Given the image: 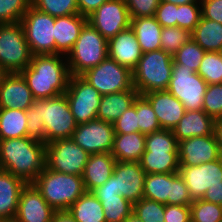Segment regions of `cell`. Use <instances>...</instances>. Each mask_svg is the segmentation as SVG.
<instances>
[{
  "mask_svg": "<svg viewBox=\"0 0 222 222\" xmlns=\"http://www.w3.org/2000/svg\"><path fill=\"white\" fill-rule=\"evenodd\" d=\"M20 74L34 99L52 98L64 94L71 77L67 57L59 54L32 55L29 66Z\"/></svg>",
  "mask_w": 222,
  "mask_h": 222,
  "instance_id": "cell-1",
  "label": "cell"
},
{
  "mask_svg": "<svg viewBox=\"0 0 222 222\" xmlns=\"http://www.w3.org/2000/svg\"><path fill=\"white\" fill-rule=\"evenodd\" d=\"M46 144L25 136L0 140V169L32 183L45 168Z\"/></svg>",
  "mask_w": 222,
  "mask_h": 222,
  "instance_id": "cell-2",
  "label": "cell"
},
{
  "mask_svg": "<svg viewBox=\"0 0 222 222\" xmlns=\"http://www.w3.org/2000/svg\"><path fill=\"white\" fill-rule=\"evenodd\" d=\"M32 184L54 210H68L85 192L82 176L63 174L46 167Z\"/></svg>",
  "mask_w": 222,
  "mask_h": 222,
  "instance_id": "cell-3",
  "label": "cell"
},
{
  "mask_svg": "<svg viewBox=\"0 0 222 222\" xmlns=\"http://www.w3.org/2000/svg\"><path fill=\"white\" fill-rule=\"evenodd\" d=\"M173 69V56L162 49L142 54L132 71L133 87L139 95L167 90Z\"/></svg>",
  "mask_w": 222,
  "mask_h": 222,
  "instance_id": "cell-4",
  "label": "cell"
},
{
  "mask_svg": "<svg viewBox=\"0 0 222 222\" xmlns=\"http://www.w3.org/2000/svg\"><path fill=\"white\" fill-rule=\"evenodd\" d=\"M41 121H44L46 144L65 138H72L77 127L67 97L60 94L52 98L34 99L31 106Z\"/></svg>",
  "mask_w": 222,
  "mask_h": 222,
  "instance_id": "cell-5",
  "label": "cell"
},
{
  "mask_svg": "<svg viewBox=\"0 0 222 222\" xmlns=\"http://www.w3.org/2000/svg\"><path fill=\"white\" fill-rule=\"evenodd\" d=\"M108 40L88 21L82 27L71 52L66 56L71 75H82L108 57Z\"/></svg>",
  "mask_w": 222,
  "mask_h": 222,
  "instance_id": "cell-6",
  "label": "cell"
},
{
  "mask_svg": "<svg viewBox=\"0 0 222 222\" xmlns=\"http://www.w3.org/2000/svg\"><path fill=\"white\" fill-rule=\"evenodd\" d=\"M31 58L22 24H0V64L9 73H20L29 66Z\"/></svg>",
  "mask_w": 222,
  "mask_h": 222,
  "instance_id": "cell-7",
  "label": "cell"
},
{
  "mask_svg": "<svg viewBox=\"0 0 222 222\" xmlns=\"http://www.w3.org/2000/svg\"><path fill=\"white\" fill-rule=\"evenodd\" d=\"M89 156L72 138L59 139L46 144L45 167L63 174L82 176Z\"/></svg>",
  "mask_w": 222,
  "mask_h": 222,
  "instance_id": "cell-8",
  "label": "cell"
},
{
  "mask_svg": "<svg viewBox=\"0 0 222 222\" xmlns=\"http://www.w3.org/2000/svg\"><path fill=\"white\" fill-rule=\"evenodd\" d=\"M20 23L32 55L55 54V17L31 6Z\"/></svg>",
  "mask_w": 222,
  "mask_h": 222,
  "instance_id": "cell-9",
  "label": "cell"
},
{
  "mask_svg": "<svg viewBox=\"0 0 222 222\" xmlns=\"http://www.w3.org/2000/svg\"><path fill=\"white\" fill-rule=\"evenodd\" d=\"M207 85L198 73L173 60L172 76L167 91L176 97L186 110H202Z\"/></svg>",
  "mask_w": 222,
  "mask_h": 222,
  "instance_id": "cell-10",
  "label": "cell"
},
{
  "mask_svg": "<svg viewBox=\"0 0 222 222\" xmlns=\"http://www.w3.org/2000/svg\"><path fill=\"white\" fill-rule=\"evenodd\" d=\"M81 76L101 95L127 91L133 87L132 71L109 57Z\"/></svg>",
  "mask_w": 222,
  "mask_h": 222,
  "instance_id": "cell-11",
  "label": "cell"
},
{
  "mask_svg": "<svg viewBox=\"0 0 222 222\" xmlns=\"http://www.w3.org/2000/svg\"><path fill=\"white\" fill-rule=\"evenodd\" d=\"M64 94L77 124L97 119L102 95L81 75H71Z\"/></svg>",
  "mask_w": 222,
  "mask_h": 222,
  "instance_id": "cell-12",
  "label": "cell"
},
{
  "mask_svg": "<svg viewBox=\"0 0 222 222\" xmlns=\"http://www.w3.org/2000/svg\"><path fill=\"white\" fill-rule=\"evenodd\" d=\"M87 21L107 40L131 24L126 0H108L87 17Z\"/></svg>",
  "mask_w": 222,
  "mask_h": 222,
  "instance_id": "cell-13",
  "label": "cell"
},
{
  "mask_svg": "<svg viewBox=\"0 0 222 222\" xmlns=\"http://www.w3.org/2000/svg\"><path fill=\"white\" fill-rule=\"evenodd\" d=\"M115 130L112 123L94 119L77 124L72 139L89 154L111 153Z\"/></svg>",
  "mask_w": 222,
  "mask_h": 222,
  "instance_id": "cell-14",
  "label": "cell"
},
{
  "mask_svg": "<svg viewBox=\"0 0 222 222\" xmlns=\"http://www.w3.org/2000/svg\"><path fill=\"white\" fill-rule=\"evenodd\" d=\"M178 173L185 181L193 200L202 199L208 188L222 181L219 159L198 166H179Z\"/></svg>",
  "mask_w": 222,
  "mask_h": 222,
  "instance_id": "cell-15",
  "label": "cell"
},
{
  "mask_svg": "<svg viewBox=\"0 0 222 222\" xmlns=\"http://www.w3.org/2000/svg\"><path fill=\"white\" fill-rule=\"evenodd\" d=\"M219 145L215 133L195 136L179 141V166H198L219 157Z\"/></svg>",
  "mask_w": 222,
  "mask_h": 222,
  "instance_id": "cell-16",
  "label": "cell"
},
{
  "mask_svg": "<svg viewBox=\"0 0 222 222\" xmlns=\"http://www.w3.org/2000/svg\"><path fill=\"white\" fill-rule=\"evenodd\" d=\"M113 175L116 177L117 192L128 202L134 205L143 198L146 173L140 162L117 161Z\"/></svg>",
  "mask_w": 222,
  "mask_h": 222,
  "instance_id": "cell-17",
  "label": "cell"
},
{
  "mask_svg": "<svg viewBox=\"0 0 222 222\" xmlns=\"http://www.w3.org/2000/svg\"><path fill=\"white\" fill-rule=\"evenodd\" d=\"M54 212L37 188L29 183L21 191L15 217L18 222H51Z\"/></svg>",
  "mask_w": 222,
  "mask_h": 222,
  "instance_id": "cell-18",
  "label": "cell"
},
{
  "mask_svg": "<svg viewBox=\"0 0 222 222\" xmlns=\"http://www.w3.org/2000/svg\"><path fill=\"white\" fill-rule=\"evenodd\" d=\"M107 50L110 59L131 71L137 66L143 54L136 34L131 27L109 39Z\"/></svg>",
  "mask_w": 222,
  "mask_h": 222,
  "instance_id": "cell-19",
  "label": "cell"
},
{
  "mask_svg": "<svg viewBox=\"0 0 222 222\" xmlns=\"http://www.w3.org/2000/svg\"><path fill=\"white\" fill-rule=\"evenodd\" d=\"M151 104L161 129L173 130L185 114V107L167 90L142 94Z\"/></svg>",
  "mask_w": 222,
  "mask_h": 222,
  "instance_id": "cell-20",
  "label": "cell"
},
{
  "mask_svg": "<svg viewBox=\"0 0 222 222\" xmlns=\"http://www.w3.org/2000/svg\"><path fill=\"white\" fill-rule=\"evenodd\" d=\"M34 97L20 73H9L0 84V108L27 110Z\"/></svg>",
  "mask_w": 222,
  "mask_h": 222,
  "instance_id": "cell-21",
  "label": "cell"
},
{
  "mask_svg": "<svg viewBox=\"0 0 222 222\" xmlns=\"http://www.w3.org/2000/svg\"><path fill=\"white\" fill-rule=\"evenodd\" d=\"M86 22L79 13L55 18V54L67 56L71 52Z\"/></svg>",
  "mask_w": 222,
  "mask_h": 222,
  "instance_id": "cell-22",
  "label": "cell"
},
{
  "mask_svg": "<svg viewBox=\"0 0 222 222\" xmlns=\"http://www.w3.org/2000/svg\"><path fill=\"white\" fill-rule=\"evenodd\" d=\"M116 160L111 153L90 154L82 174L85 191L102 186L113 175Z\"/></svg>",
  "mask_w": 222,
  "mask_h": 222,
  "instance_id": "cell-23",
  "label": "cell"
},
{
  "mask_svg": "<svg viewBox=\"0 0 222 222\" xmlns=\"http://www.w3.org/2000/svg\"><path fill=\"white\" fill-rule=\"evenodd\" d=\"M215 121L203 110H186L172 130L177 141L195 136H208L214 133Z\"/></svg>",
  "mask_w": 222,
  "mask_h": 222,
  "instance_id": "cell-24",
  "label": "cell"
},
{
  "mask_svg": "<svg viewBox=\"0 0 222 222\" xmlns=\"http://www.w3.org/2000/svg\"><path fill=\"white\" fill-rule=\"evenodd\" d=\"M26 185L23 179L0 169V219L16 215L20 194Z\"/></svg>",
  "mask_w": 222,
  "mask_h": 222,
  "instance_id": "cell-25",
  "label": "cell"
},
{
  "mask_svg": "<svg viewBox=\"0 0 222 222\" xmlns=\"http://www.w3.org/2000/svg\"><path fill=\"white\" fill-rule=\"evenodd\" d=\"M138 95L139 93L134 87L127 91L102 95L97 119L113 124L133 105Z\"/></svg>",
  "mask_w": 222,
  "mask_h": 222,
  "instance_id": "cell-26",
  "label": "cell"
},
{
  "mask_svg": "<svg viewBox=\"0 0 222 222\" xmlns=\"http://www.w3.org/2000/svg\"><path fill=\"white\" fill-rule=\"evenodd\" d=\"M146 134H115L111 154L116 161L139 162L145 151Z\"/></svg>",
  "mask_w": 222,
  "mask_h": 222,
  "instance_id": "cell-27",
  "label": "cell"
},
{
  "mask_svg": "<svg viewBox=\"0 0 222 222\" xmlns=\"http://www.w3.org/2000/svg\"><path fill=\"white\" fill-rule=\"evenodd\" d=\"M130 27L136 34L142 53L161 49L162 26L155 16L133 18Z\"/></svg>",
  "mask_w": 222,
  "mask_h": 222,
  "instance_id": "cell-28",
  "label": "cell"
},
{
  "mask_svg": "<svg viewBox=\"0 0 222 222\" xmlns=\"http://www.w3.org/2000/svg\"><path fill=\"white\" fill-rule=\"evenodd\" d=\"M139 162L146 174L179 171L178 151H144Z\"/></svg>",
  "mask_w": 222,
  "mask_h": 222,
  "instance_id": "cell-29",
  "label": "cell"
},
{
  "mask_svg": "<svg viewBox=\"0 0 222 222\" xmlns=\"http://www.w3.org/2000/svg\"><path fill=\"white\" fill-rule=\"evenodd\" d=\"M173 173L146 174L143 198L172 205Z\"/></svg>",
  "mask_w": 222,
  "mask_h": 222,
  "instance_id": "cell-30",
  "label": "cell"
},
{
  "mask_svg": "<svg viewBox=\"0 0 222 222\" xmlns=\"http://www.w3.org/2000/svg\"><path fill=\"white\" fill-rule=\"evenodd\" d=\"M77 222H106L101 202L85 191L68 209Z\"/></svg>",
  "mask_w": 222,
  "mask_h": 222,
  "instance_id": "cell-31",
  "label": "cell"
},
{
  "mask_svg": "<svg viewBox=\"0 0 222 222\" xmlns=\"http://www.w3.org/2000/svg\"><path fill=\"white\" fill-rule=\"evenodd\" d=\"M191 38L206 52H219L222 46V24L201 17L191 32Z\"/></svg>",
  "mask_w": 222,
  "mask_h": 222,
  "instance_id": "cell-32",
  "label": "cell"
},
{
  "mask_svg": "<svg viewBox=\"0 0 222 222\" xmlns=\"http://www.w3.org/2000/svg\"><path fill=\"white\" fill-rule=\"evenodd\" d=\"M27 120L25 110L1 109L0 140L27 136Z\"/></svg>",
  "mask_w": 222,
  "mask_h": 222,
  "instance_id": "cell-33",
  "label": "cell"
},
{
  "mask_svg": "<svg viewBox=\"0 0 222 222\" xmlns=\"http://www.w3.org/2000/svg\"><path fill=\"white\" fill-rule=\"evenodd\" d=\"M135 108L140 133L149 134L161 130V125L151 104L143 95H138L135 99Z\"/></svg>",
  "mask_w": 222,
  "mask_h": 222,
  "instance_id": "cell-34",
  "label": "cell"
},
{
  "mask_svg": "<svg viewBox=\"0 0 222 222\" xmlns=\"http://www.w3.org/2000/svg\"><path fill=\"white\" fill-rule=\"evenodd\" d=\"M205 53L206 51L191 38L173 55V60L197 73Z\"/></svg>",
  "mask_w": 222,
  "mask_h": 222,
  "instance_id": "cell-35",
  "label": "cell"
},
{
  "mask_svg": "<svg viewBox=\"0 0 222 222\" xmlns=\"http://www.w3.org/2000/svg\"><path fill=\"white\" fill-rule=\"evenodd\" d=\"M31 6L55 18L79 13L77 0H31Z\"/></svg>",
  "mask_w": 222,
  "mask_h": 222,
  "instance_id": "cell-36",
  "label": "cell"
},
{
  "mask_svg": "<svg viewBox=\"0 0 222 222\" xmlns=\"http://www.w3.org/2000/svg\"><path fill=\"white\" fill-rule=\"evenodd\" d=\"M197 73L208 85L222 83V55L219 52H206Z\"/></svg>",
  "mask_w": 222,
  "mask_h": 222,
  "instance_id": "cell-37",
  "label": "cell"
},
{
  "mask_svg": "<svg viewBox=\"0 0 222 222\" xmlns=\"http://www.w3.org/2000/svg\"><path fill=\"white\" fill-rule=\"evenodd\" d=\"M190 209L191 222H222V205L197 199L190 204Z\"/></svg>",
  "mask_w": 222,
  "mask_h": 222,
  "instance_id": "cell-38",
  "label": "cell"
},
{
  "mask_svg": "<svg viewBox=\"0 0 222 222\" xmlns=\"http://www.w3.org/2000/svg\"><path fill=\"white\" fill-rule=\"evenodd\" d=\"M98 200L102 204L106 222H122L133 212V204L121 195L117 198Z\"/></svg>",
  "mask_w": 222,
  "mask_h": 222,
  "instance_id": "cell-39",
  "label": "cell"
},
{
  "mask_svg": "<svg viewBox=\"0 0 222 222\" xmlns=\"http://www.w3.org/2000/svg\"><path fill=\"white\" fill-rule=\"evenodd\" d=\"M191 39V32L177 26L162 27L160 36L161 49L170 55H174L184 43Z\"/></svg>",
  "mask_w": 222,
  "mask_h": 222,
  "instance_id": "cell-40",
  "label": "cell"
},
{
  "mask_svg": "<svg viewBox=\"0 0 222 222\" xmlns=\"http://www.w3.org/2000/svg\"><path fill=\"white\" fill-rule=\"evenodd\" d=\"M179 142L172 130L146 134L145 151H178Z\"/></svg>",
  "mask_w": 222,
  "mask_h": 222,
  "instance_id": "cell-41",
  "label": "cell"
},
{
  "mask_svg": "<svg viewBox=\"0 0 222 222\" xmlns=\"http://www.w3.org/2000/svg\"><path fill=\"white\" fill-rule=\"evenodd\" d=\"M165 204L155 200L141 198L133 205V212L142 222H164Z\"/></svg>",
  "mask_w": 222,
  "mask_h": 222,
  "instance_id": "cell-42",
  "label": "cell"
},
{
  "mask_svg": "<svg viewBox=\"0 0 222 222\" xmlns=\"http://www.w3.org/2000/svg\"><path fill=\"white\" fill-rule=\"evenodd\" d=\"M31 7V0H0V24L19 23Z\"/></svg>",
  "mask_w": 222,
  "mask_h": 222,
  "instance_id": "cell-43",
  "label": "cell"
},
{
  "mask_svg": "<svg viewBox=\"0 0 222 222\" xmlns=\"http://www.w3.org/2000/svg\"><path fill=\"white\" fill-rule=\"evenodd\" d=\"M202 110L214 121L222 120V83L207 85Z\"/></svg>",
  "mask_w": 222,
  "mask_h": 222,
  "instance_id": "cell-44",
  "label": "cell"
},
{
  "mask_svg": "<svg viewBox=\"0 0 222 222\" xmlns=\"http://www.w3.org/2000/svg\"><path fill=\"white\" fill-rule=\"evenodd\" d=\"M202 17L200 0L179 5L177 15V27L192 32Z\"/></svg>",
  "mask_w": 222,
  "mask_h": 222,
  "instance_id": "cell-45",
  "label": "cell"
},
{
  "mask_svg": "<svg viewBox=\"0 0 222 222\" xmlns=\"http://www.w3.org/2000/svg\"><path fill=\"white\" fill-rule=\"evenodd\" d=\"M161 0H126L130 19L155 16Z\"/></svg>",
  "mask_w": 222,
  "mask_h": 222,
  "instance_id": "cell-46",
  "label": "cell"
},
{
  "mask_svg": "<svg viewBox=\"0 0 222 222\" xmlns=\"http://www.w3.org/2000/svg\"><path fill=\"white\" fill-rule=\"evenodd\" d=\"M113 127L115 134H127L139 132L137 124V112L135 108V101L114 123Z\"/></svg>",
  "mask_w": 222,
  "mask_h": 222,
  "instance_id": "cell-47",
  "label": "cell"
},
{
  "mask_svg": "<svg viewBox=\"0 0 222 222\" xmlns=\"http://www.w3.org/2000/svg\"><path fill=\"white\" fill-rule=\"evenodd\" d=\"M27 117V136L39 141H43L46 144V131L44 121H41L37 116V112L29 107L25 110Z\"/></svg>",
  "mask_w": 222,
  "mask_h": 222,
  "instance_id": "cell-48",
  "label": "cell"
},
{
  "mask_svg": "<svg viewBox=\"0 0 222 222\" xmlns=\"http://www.w3.org/2000/svg\"><path fill=\"white\" fill-rule=\"evenodd\" d=\"M178 6L166 1H161L158 6L155 18L162 27L177 26Z\"/></svg>",
  "mask_w": 222,
  "mask_h": 222,
  "instance_id": "cell-49",
  "label": "cell"
},
{
  "mask_svg": "<svg viewBox=\"0 0 222 222\" xmlns=\"http://www.w3.org/2000/svg\"><path fill=\"white\" fill-rule=\"evenodd\" d=\"M192 202L185 181L178 172L173 173L172 205H190Z\"/></svg>",
  "mask_w": 222,
  "mask_h": 222,
  "instance_id": "cell-50",
  "label": "cell"
},
{
  "mask_svg": "<svg viewBox=\"0 0 222 222\" xmlns=\"http://www.w3.org/2000/svg\"><path fill=\"white\" fill-rule=\"evenodd\" d=\"M164 222H191L190 205H165Z\"/></svg>",
  "mask_w": 222,
  "mask_h": 222,
  "instance_id": "cell-51",
  "label": "cell"
},
{
  "mask_svg": "<svg viewBox=\"0 0 222 222\" xmlns=\"http://www.w3.org/2000/svg\"><path fill=\"white\" fill-rule=\"evenodd\" d=\"M202 18L222 24V0H200Z\"/></svg>",
  "mask_w": 222,
  "mask_h": 222,
  "instance_id": "cell-52",
  "label": "cell"
},
{
  "mask_svg": "<svg viewBox=\"0 0 222 222\" xmlns=\"http://www.w3.org/2000/svg\"><path fill=\"white\" fill-rule=\"evenodd\" d=\"M98 199L117 198L121 193L117 192L116 177L112 175L109 180L102 186H99L91 191Z\"/></svg>",
  "mask_w": 222,
  "mask_h": 222,
  "instance_id": "cell-53",
  "label": "cell"
},
{
  "mask_svg": "<svg viewBox=\"0 0 222 222\" xmlns=\"http://www.w3.org/2000/svg\"><path fill=\"white\" fill-rule=\"evenodd\" d=\"M108 0H77L79 14L88 17Z\"/></svg>",
  "mask_w": 222,
  "mask_h": 222,
  "instance_id": "cell-54",
  "label": "cell"
},
{
  "mask_svg": "<svg viewBox=\"0 0 222 222\" xmlns=\"http://www.w3.org/2000/svg\"><path fill=\"white\" fill-rule=\"evenodd\" d=\"M202 199L222 205V181L215 186L208 188Z\"/></svg>",
  "mask_w": 222,
  "mask_h": 222,
  "instance_id": "cell-55",
  "label": "cell"
},
{
  "mask_svg": "<svg viewBox=\"0 0 222 222\" xmlns=\"http://www.w3.org/2000/svg\"><path fill=\"white\" fill-rule=\"evenodd\" d=\"M51 222H77L68 210H55Z\"/></svg>",
  "mask_w": 222,
  "mask_h": 222,
  "instance_id": "cell-56",
  "label": "cell"
},
{
  "mask_svg": "<svg viewBox=\"0 0 222 222\" xmlns=\"http://www.w3.org/2000/svg\"><path fill=\"white\" fill-rule=\"evenodd\" d=\"M214 133L217 138V142L219 145V150H222V120L215 121L214 124Z\"/></svg>",
  "mask_w": 222,
  "mask_h": 222,
  "instance_id": "cell-57",
  "label": "cell"
},
{
  "mask_svg": "<svg viewBox=\"0 0 222 222\" xmlns=\"http://www.w3.org/2000/svg\"><path fill=\"white\" fill-rule=\"evenodd\" d=\"M161 1H166V2L176 4L177 6H179V5L193 3V2H196L197 0H161Z\"/></svg>",
  "mask_w": 222,
  "mask_h": 222,
  "instance_id": "cell-58",
  "label": "cell"
},
{
  "mask_svg": "<svg viewBox=\"0 0 222 222\" xmlns=\"http://www.w3.org/2000/svg\"><path fill=\"white\" fill-rule=\"evenodd\" d=\"M122 222H142V220L134 212H132Z\"/></svg>",
  "mask_w": 222,
  "mask_h": 222,
  "instance_id": "cell-59",
  "label": "cell"
},
{
  "mask_svg": "<svg viewBox=\"0 0 222 222\" xmlns=\"http://www.w3.org/2000/svg\"><path fill=\"white\" fill-rule=\"evenodd\" d=\"M9 74V72L0 64V84L3 82L5 77Z\"/></svg>",
  "mask_w": 222,
  "mask_h": 222,
  "instance_id": "cell-60",
  "label": "cell"
},
{
  "mask_svg": "<svg viewBox=\"0 0 222 222\" xmlns=\"http://www.w3.org/2000/svg\"><path fill=\"white\" fill-rule=\"evenodd\" d=\"M0 222H18V220L14 216V217H9V218H1Z\"/></svg>",
  "mask_w": 222,
  "mask_h": 222,
  "instance_id": "cell-61",
  "label": "cell"
},
{
  "mask_svg": "<svg viewBox=\"0 0 222 222\" xmlns=\"http://www.w3.org/2000/svg\"><path fill=\"white\" fill-rule=\"evenodd\" d=\"M220 163H221V166H222V150L219 151V157H218Z\"/></svg>",
  "mask_w": 222,
  "mask_h": 222,
  "instance_id": "cell-62",
  "label": "cell"
},
{
  "mask_svg": "<svg viewBox=\"0 0 222 222\" xmlns=\"http://www.w3.org/2000/svg\"><path fill=\"white\" fill-rule=\"evenodd\" d=\"M219 53L222 55V46H221V48H220V50H219Z\"/></svg>",
  "mask_w": 222,
  "mask_h": 222,
  "instance_id": "cell-63",
  "label": "cell"
}]
</instances>
